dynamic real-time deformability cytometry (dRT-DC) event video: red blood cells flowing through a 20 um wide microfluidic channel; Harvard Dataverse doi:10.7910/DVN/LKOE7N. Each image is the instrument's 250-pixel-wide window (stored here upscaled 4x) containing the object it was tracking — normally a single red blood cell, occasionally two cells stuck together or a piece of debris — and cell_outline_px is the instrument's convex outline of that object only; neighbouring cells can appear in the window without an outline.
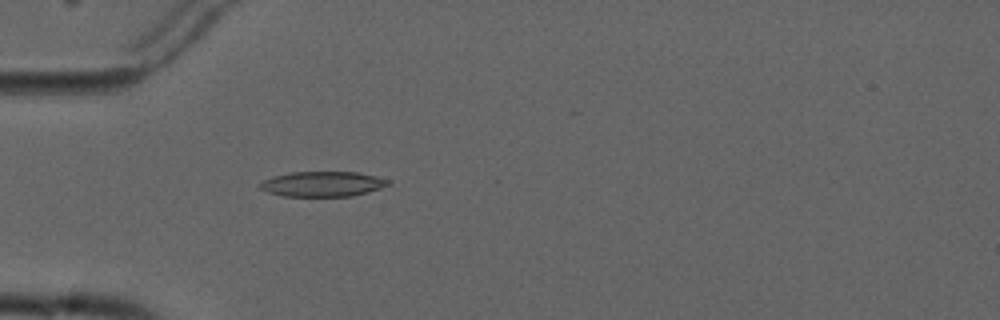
{"species": "common noctule bat (a hibernating species)", "species_latin": "Nyctalus noctula", "temperature_condition": "cold", "stored_images_in_passage": 5, "camera_frame_rate_fps": 3000, "um_per_image_px": 0.085, "animal": {"sex": "male", "forearm_length_mm": 52.5}, "frame": {"image": 1, "passage_image": 5, "time_ms": 5.333, "image_size_px": [1000, 320], "cell_outline_px": [[392, 184], [368, 192], [352, 196], [284, 196], [268, 192], [260, 188], [260, 184], [264, 180], [288, 172], [356, 172], [376, 176], [392, 180]], "centroid_in_image_um": [27.48, 15.64], "position_along_channel_um": 57.5, "area_um2": 18.73}}